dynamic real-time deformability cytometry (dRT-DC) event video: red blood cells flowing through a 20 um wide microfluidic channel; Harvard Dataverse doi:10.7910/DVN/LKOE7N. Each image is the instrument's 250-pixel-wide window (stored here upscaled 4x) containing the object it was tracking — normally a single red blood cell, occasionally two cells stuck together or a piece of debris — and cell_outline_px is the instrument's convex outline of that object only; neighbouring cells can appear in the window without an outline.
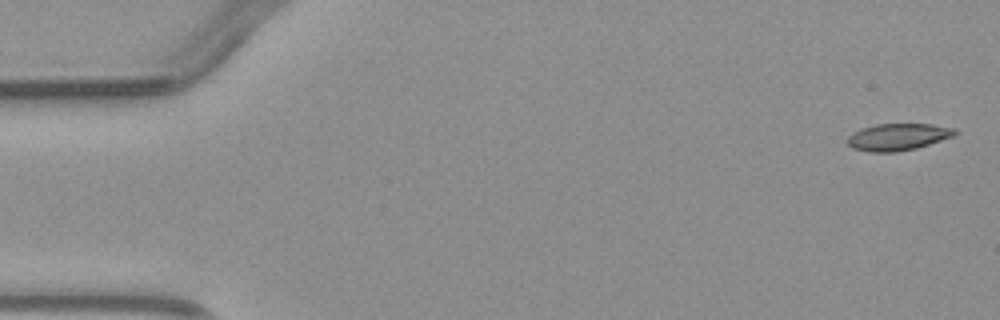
{"species": "common noctule bat (a hibernating species)", "species_latin": "Nyctalus noctula", "temperature_condition": "warm", "stored_images_in_passage": 5, "camera_frame_rate_fps": 3000, "um_per_image_px": 0.085, "animal": {"sex": "male", "body_mass_g": 23.1, "forearm_length_mm": 52.7}, "frame": {"image": 1, "passage_image": 1, "time_ms": 0.0, "image_size_px": [1000, 320], "cell_outline_px": [[960, 132], [956, 136], [916, 148], [896, 152], [868, 152], [852, 148], [848, 144], [848, 136], [852, 132], [860, 128], [876, 124], [932, 124], [952, 128]], "centroid_in_image_um": [76.33, 11.64], "position_along_channel_um": 8.7, "area_um2": 17.05}}
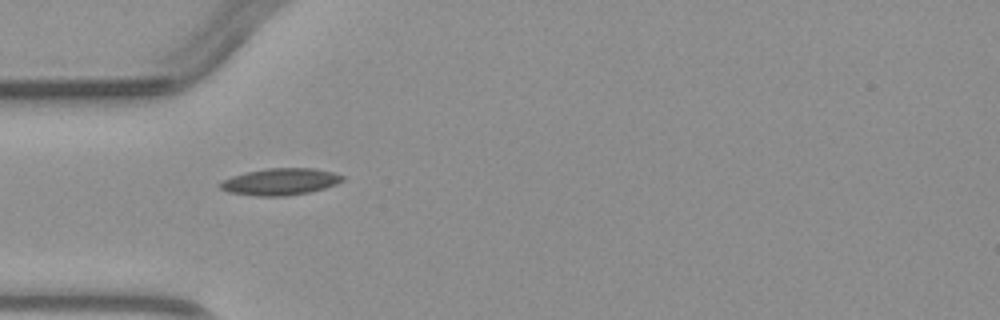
{"frame": {"image": 2, "passage_image": 4, "time_ms": 4.333, "image_size_px": [1000, 320], "cell_outline_px": [[344, 180], [336, 184], [324, 188], [308, 192], [284, 196], [256, 196], [228, 192], [220, 188], [216, 184], [232, 176], [248, 172], [268, 168], [316, 168], [332, 172], [344, 176]], "centroid_in_image_um": [23.81, 15.44], "position_along_channel_um": 61.2, "area_um2": 19.02}}
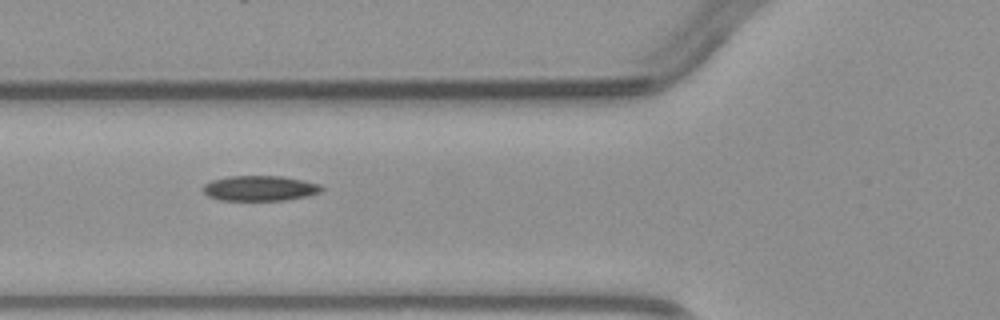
{"frame": {"image": 3, "passage_image": 5, "time_ms": 5.333, "image_size_px": [1000, 320], "cell_outline_px": [[324, 188], [320, 192], [308, 196], [284, 200], [220, 200], [208, 196], [204, 192], [204, 184], [212, 180], [228, 176], [280, 176], [304, 180], [320, 184]], "centroid_in_image_um": [22.11, 16.0], "position_along_channel_um": 103.7, "area_um2": 17.4}}